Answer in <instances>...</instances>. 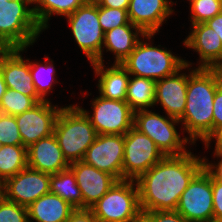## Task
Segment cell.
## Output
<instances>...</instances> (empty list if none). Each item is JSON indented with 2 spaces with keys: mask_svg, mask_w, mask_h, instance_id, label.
<instances>
[{
  "mask_svg": "<svg viewBox=\"0 0 222 222\" xmlns=\"http://www.w3.org/2000/svg\"><path fill=\"white\" fill-rule=\"evenodd\" d=\"M203 168V158L190 151L165 156L136 180L141 211L176 210L181 194Z\"/></svg>",
  "mask_w": 222,
  "mask_h": 222,
  "instance_id": "cell-1",
  "label": "cell"
},
{
  "mask_svg": "<svg viewBox=\"0 0 222 222\" xmlns=\"http://www.w3.org/2000/svg\"><path fill=\"white\" fill-rule=\"evenodd\" d=\"M221 83L222 69L195 68L188 74L186 105L179 121L193 144L198 138L204 143L213 133V102Z\"/></svg>",
  "mask_w": 222,
  "mask_h": 222,
  "instance_id": "cell-2",
  "label": "cell"
},
{
  "mask_svg": "<svg viewBox=\"0 0 222 222\" xmlns=\"http://www.w3.org/2000/svg\"><path fill=\"white\" fill-rule=\"evenodd\" d=\"M53 134L69 164L83 160L97 136L89 117L77 105L62 107Z\"/></svg>",
  "mask_w": 222,
  "mask_h": 222,
  "instance_id": "cell-3",
  "label": "cell"
},
{
  "mask_svg": "<svg viewBox=\"0 0 222 222\" xmlns=\"http://www.w3.org/2000/svg\"><path fill=\"white\" fill-rule=\"evenodd\" d=\"M30 4L33 0H0V43L7 49L28 47L40 36Z\"/></svg>",
  "mask_w": 222,
  "mask_h": 222,
  "instance_id": "cell-4",
  "label": "cell"
},
{
  "mask_svg": "<svg viewBox=\"0 0 222 222\" xmlns=\"http://www.w3.org/2000/svg\"><path fill=\"white\" fill-rule=\"evenodd\" d=\"M152 46L140 40L130 55L121 63L130 76L158 81L180 70L186 60L174 56L171 51Z\"/></svg>",
  "mask_w": 222,
  "mask_h": 222,
  "instance_id": "cell-5",
  "label": "cell"
},
{
  "mask_svg": "<svg viewBox=\"0 0 222 222\" xmlns=\"http://www.w3.org/2000/svg\"><path fill=\"white\" fill-rule=\"evenodd\" d=\"M90 210L98 222L131 221L142 212L136 181H117Z\"/></svg>",
  "mask_w": 222,
  "mask_h": 222,
  "instance_id": "cell-6",
  "label": "cell"
},
{
  "mask_svg": "<svg viewBox=\"0 0 222 222\" xmlns=\"http://www.w3.org/2000/svg\"><path fill=\"white\" fill-rule=\"evenodd\" d=\"M179 122L176 118L164 117L146 109L134 112L133 126L147 135L164 156H178L189 152L184 144L188 141L193 144L189 137L181 139L175 127Z\"/></svg>",
  "mask_w": 222,
  "mask_h": 222,
  "instance_id": "cell-7",
  "label": "cell"
},
{
  "mask_svg": "<svg viewBox=\"0 0 222 222\" xmlns=\"http://www.w3.org/2000/svg\"><path fill=\"white\" fill-rule=\"evenodd\" d=\"M71 33L90 63L103 60L104 32L98 18V4H84L66 16Z\"/></svg>",
  "mask_w": 222,
  "mask_h": 222,
  "instance_id": "cell-8",
  "label": "cell"
},
{
  "mask_svg": "<svg viewBox=\"0 0 222 222\" xmlns=\"http://www.w3.org/2000/svg\"><path fill=\"white\" fill-rule=\"evenodd\" d=\"M165 156L134 126L124 135L123 180H137Z\"/></svg>",
  "mask_w": 222,
  "mask_h": 222,
  "instance_id": "cell-9",
  "label": "cell"
},
{
  "mask_svg": "<svg viewBox=\"0 0 222 222\" xmlns=\"http://www.w3.org/2000/svg\"><path fill=\"white\" fill-rule=\"evenodd\" d=\"M176 211L188 222H213L212 176L204 168L181 194Z\"/></svg>",
  "mask_w": 222,
  "mask_h": 222,
  "instance_id": "cell-10",
  "label": "cell"
},
{
  "mask_svg": "<svg viewBox=\"0 0 222 222\" xmlns=\"http://www.w3.org/2000/svg\"><path fill=\"white\" fill-rule=\"evenodd\" d=\"M91 104L92 115L81 109L89 117L97 135H125L133 127L134 112L126 101L111 100L99 95Z\"/></svg>",
  "mask_w": 222,
  "mask_h": 222,
  "instance_id": "cell-11",
  "label": "cell"
},
{
  "mask_svg": "<svg viewBox=\"0 0 222 222\" xmlns=\"http://www.w3.org/2000/svg\"><path fill=\"white\" fill-rule=\"evenodd\" d=\"M124 135L100 134L88 147L82 161L123 180Z\"/></svg>",
  "mask_w": 222,
  "mask_h": 222,
  "instance_id": "cell-12",
  "label": "cell"
},
{
  "mask_svg": "<svg viewBox=\"0 0 222 222\" xmlns=\"http://www.w3.org/2000/svg\"><path fill=\"white\" fill-rule=\"evenodd\" d=\"M62 107L43 101L32 109L16 115L18 130L22 138V145L26 148L39 141L41 138L54 133L56 119Z\"/></svg>",
  "mask_w": 222,
  "mask_h": 222,
  "instance_id": "cell-13",
  "label": "cell"
},
{
  "mask_svg": "<svg viewBox=\"0 0 222 222\" xmlns=\"http://www.w3.org/2000/svg\"><path fill=\"white\" fill-rule=\"evenodd\" d=\"M49 192L50 174L28 166L4 181L3 197L25 207Z\"/></svg>",
  "mask_w": 222,
  "mask_h": 222,
  "instance_id": "cell-14",
  "label": "cell"
},
{
  "mask_svg": "<svg viewBox=\"0 0 222 222\" xmlns=\"http://www.w3.org/2000/svg\"><path fill=\"white\" fill-rule=\"evenodd\" d=\"M27 47L6 49L0 55V69L7 88L32 97L37 103L43 102L33 84L29 59L20 55Z\"/></svg>",
  "mask_w": 222,
  "mask_h": 222,
  "instance_id": "cell-15",
  "label": "cell"
},
{
  "mask_svg": "<svg viewBox=\"0 0 222 222\" xmlns=\"http://www.w3.org/2000/svg\"><path fill=\"white\" fill-rule=\"evenodd\" d=\"M83 197V209H90L118 181L113 175L98 170L84 161L70 164Z\"/></svg>",
  "mask_w": 222,
  "mask_h": 222,
  "instance_id": "cell-16",
  "label": "cell"
},
{
  "mask_svg": "<svg viewBox=\"0 0 222 222\" xmlns=\"http://www.w3.org/2000/svg\"><path fill=\"white\" fill-rule=\"evenodd\" d=\"M191 65L186 61L185 65L176 73L156 81L154 104L159 102L167 116L178 120L184 113L188 85V75L181 74L180 71Z\"/></svg>",
  "mask_w": 222,
  "mask_h": 222,
  "instance_id": "cell-17",
  "label": "cell"
},
{
  "mask_svg": "<svg viewBox=\"0 0 222 222\" xmlns=\"http://www.w3.org/2000/svg\"><path fill=\"white\" fill-rule=\"evenodd\" d=\"M184 45L199 53L197 68L222 69V42L216 32L205 23L192 25Z\"/></svg>",
  "mask_w": 222,
  "mask_h": 222,
  "instance_id": "cell-18",
  "label": "cell"
},
{
  "mask_svg": "<svg viewBox=\"0 0 222 222\" xmlns=\"http://www.w3.org/2000/svg\"><path fill=\"white\" fill-rule=\"evenodd\" d=\"M170 0H130L127 9L133 25L141 28L146 34H156L167 17L173 13Z\"/></svg>",
  "mask_w": 222,
  "mask_h": 222,
  "instance_id": "cell-19",
  "label": "cell"
},
{
  "mask_svg": "<svg viewBox=\"0 0 222 222\" xmlns=\"http://www.w3.org/2000/svg\"><path fill=\"white\" fill-rule=\"evenodd\" d=\"M27 158L28 167L50 175L67 170L70 166L54 134L28 147Z\"/></svg>",
  "mask_w": 222,
  "mask_h": 222,
  "instance_id": "cell-20",
  "label": "cell"
},
{
  "mask_svg": "<svg viewBox=\"0 0 222 222\" xmlns=\"http://www.w3.org/2000/svg\"><path fill=\"white\" fill-rule=\"evenodd\" d=\"M154 35L146 34L141 28L130 22L129 24L118 26L105 32L102 48L104 47L107 49L106 51L114 53V64H121L141 40L139 36L149 40Z\"/></svg>",
  "mask_w": 222,
  "mask_h": 222,
  "instance_id": "cell-21",
  "label": "cell"
},
{
  "mask_svg": "<svg viewBox=\"0 0 222 222\" xmlns=\"http://www.w3.org/2000/svg\"><path fill=\"white\" fill-rule=\"evenodd\" d=\"M99 78L98 90L100 96L111 100H126L127 87L130 74L121 64H113L111 67H104V63H91ZM106 68V69H105Z\"/></svg>",
  "mask_w": 222,
  "mask_h": 222,
  "instance_id": "cell-22",
  "label": "cell"
},
{
  "mask_svg": "<svg viewBox=\"0 0 222 222\" xmlns=\"http://www.w3.org/2000/svg\"><path fill=\"white\" fill-rule=\"evenodd\" d=\"M74 210L68 202L51 192L27 207L29 222H66Z\"/></svg>",
  "mask_w": 222,
  "mask_h": 222,
  "instance_id": "cell-23",
  "label": "cell"
},
{
  "mask_svg": "<svg viewBox=\"0 0 222 222\" xmlns=\"http://www.w3.org/2000/svg\"><path fill=\"white\" fill-rule=\"evenodd\" d=\"M155 89L156 81L133 75L129 79L125 101L133 112L146 110L155 105Z\"/></svg>",
  "mask_w": 222,
  "mask_h": 222,
  "instance_id": "cell-24",
  "label": "cell"
},
{
  "mask_svg": "<svg viewBox=\"0 0 222 222\" xmlns=\"http://www.w3.org/2000/svg\"><path fill=\"white\" fill-rule=\"evenodd\" d=\"M50 192L60 196L75 209H83V197L70 168L50 175Z\"/></svg>",
  "mask_w": 222,
  "mask_h": 222,
  "instance_id": "cell-25",
  "label": "cell"
},
{
  "mask_svg": "<svg viewBox=\"0 0 222 222\" xmlns=\"http://www.w3.org/2000/svg\"><path fill=\"white\" fill-rule=\"evenodd\" d=\"M36 5L33 13L39 27L44 31L49 26L48 20L53 14L68 16L84 5V0H33Z\"/></svg>",
  "mask_w": 222,
  "mask_h": 222,
  "instance_id": "cell-26",
  "label": "cell"
},
{
  "mask_svg": "<svg viewBox=\"0 0 222 222\" xmlns=\"http://www.w3.org/2000/svg\"><path fill=\"white\" fill-rule=\"evenodd\" d=\"M28 166L27 148L23 145H2L0 177L5 181Z\"/></svg>",
  "mask_w": 222,
  "mask_h": 222,
  "instance_id": "cell-27",
  "label": "cell"
},
{
  "mask_svg": "<svg viewBox=\"0 0 222 222\" xmlns=\"http://www.w3.org/2000/svg\"><path fill=\"white\" fill-rule=\"evenodd\" d=\"M44 58H45V61H44L45 64H42V63L40 64L38 62L34 63V62L29 61V68H30V73L32 76L33 84L35 86L38 96L43 101H48V99H46L45 97L47 96V94H50L48 92L51 91V88L53 87L52 85L56 81L54 77L55 69H54V65L52 64L53 60H50L47 56ZM48 60H50L51 62H48ZM46 76L48 78H46Z\"/></svg>",
  "mask_w": 222,
  "mask_h": 222,
  "instance_id": "cell-28",
  "label": "cell"
},
{
  "mask_svg": "<svg viewBox=\"0 0 222 222\" xmlns=\"http://www.w3.org/2000/svg\"><path fill=\"white\" fill-rule=\"evenodd\" d=\"M37 104L32 97L7 88L0 102V113L16 116L32 109Z\"/></svg>",
  "mask_w": 222,
  "mask_h": 222,
  "instance_id": "cell-29",
  "label": "cell"
},
{
  "mask_svg": "<svg viewBox=\"0 0 222 222\" xmlns=\"http://www.w3.org/2000/svg\"><path fill=\"white\" fill-rule=\"evenodd\" d=\"M190 4L191 25L206 23L222 12V0H192Z\"/></svg>",
  "mask_w": 222,
  "mask_h": 222,
  "instance_id": "cell-30",
  "label": "cell"
},
{
  "mask_svg": "<svg viewBox=\"0 0 222 222\" xmlns=\"http://www.w3.org/2000/svg\"><path fill=\"white\" fill-rule=\"evenodd\" d=\"M98 18L103 32L129 24L127 9L102 7L98 5Z\"/></svg>",
  "mask_w": 222,
  "mask_h": 222,
  "instance_id": "cell-31",
  "label": "cell"
},
{
  "mask_svg": "<svg viewBox=\"0 0 222 222\" xmlns=\"http://www.w3.org/2000/svg\"><path fill=\"white\" fill-rule=\"evenodd\" d=\"M0 142L3 145H22L15 116L0 113Z\"/></svg>",
  "mask_w": 222,
  "mask_h": 222,
  "instance_id": "cell-32",
  "label": "cell"
},
{
  "mask_svg": "<svg viewBox=\"0 0 222 222\" xmlns=\"http://www.w3.org/2000/svg\"><path fill=\"white\" fill-rule=\"evenodd\" d=\"M0 222H29L27 207L0 199Z\"/></svg>",
  "mask_w": 222,
  "mask_h": 222,
  "instance_id": "cell-33",
  "label": "cell"
},
{
  "mask_svg": "<svg viewBox=\"0 0 222 222\" xmlns=\"http://www.w3.org/2000/svg\"><path fill=\"white\" fill-rule=\"evenodd\" d=\"M150 220V222H188L176 210H162L143 212Z\"/></svg>",
  "mask_w": 222,
  "mask_h": 222,
  "instance_id": "cell-34",
  "label": "cell"
},
{
  "mask_svg": "<svg viewBox=\"0 0 222 222\" xmlns=\"http://www.w3.org/2000/svg\"><path fill=\"white\" fill-rule=\"evenodd\" d=\"M213 221L222 222V182L212 177Z\"/></svg>",
  "mask_w": 222,
  "mask_h": 222,
  "instance_id": "cell-35",
  "label": "cell"
},
{
  "mask_svg": "<svg viewBox=\"0 0 222 222\" xmlns=\"http://www.w3.org/2000/svg\"><path fill=\"white\" fill-rule=\"evenodd\" d=\"M222 125V83L218 86L213 102V132Z\"/></svg>",
  "mask_w": 222,
  "mask_h": 222,
  "instance_id": "cell-36",
  "label": "cell"
},
{
  "mask_svg": "<svg viewBox=\"0 0 222 222\" xmlns=\"http://www.w3.org/2000/svg\"><path fill=\"white\" fill-rule=\"evenodd\" d=\"M214 156L217 157V159H221L218 161V164L214 163H208V159L205 157L203 158L204 161V169L215 179L222 182V151L215 150ZM219 157V158H218Z\"/></svg>",
  "mask_w": 222,
  "mask_h": 222,
  "instance_id": "cell-37",
  "label": "cell"
},
{
  "mask_svg": "<svg viewBox=\"0 0 222 222\" xmlns=\"http://www.w3.org/2000/svg\"><path fill=\"white\" fill-rule=\"evenodd\" d=\"M66 222H98L90 209H75Z\"/></svg>",
  "mask_w": 222,
  "mask_h": 222,
  "instance_id": "cell-38",
  "label": "cell"
},
{
  "mask_svg": "<svg viewBox=\"0 0 222 222\" xmlns=\"http://www.w3.org/2000/svg\"><path fill=\"white\" fill-rule=\"evenodd\" d=\"M205 24L216 32V35L219 36L222 42V12L208 20Z\"/></svg>",
  "mask_w": 222,
  "mask_h": 222,
  "instance_id": "cell-39",
  "label": "cell"
},
{
  "mask_svg": "<svg viewBox=\"0 0 222 222\" xmlns=\"http://www.w3.org/2000/svg\"><path fill=\"white\" fill-rule=\"evenodd\" d=\"M216 140L215 143V150L222 151V125H220L211 135L210 137L204 142L205 148H209L210 142L212 139Z\"/></svg>",
  "mask_w": 222,
  "mask_h": 222,
  "instance_id": "cell-40",
  "label": "cell"
},
{
  "mask_svg": "<svg viewBox=\"0 0 222 222\" xmlns=\"http://www.w3.org/2000/svg\"><path fill=\"white\" fill-rule=\"evenodd\" d=\"M130 0H101L99 6L118 8V9H128Z\"/></svg>",
  "mask_w": 222,
  "mask_h": 222,
  "instance_id": "cell-41",
  "label": "cell"
},
{
  "mask_svg": "<svg viewBox=\"0 0 222 222\" xmlns=\"http://www.w3.org/2000/svg\"><path fill=\"white\" fill-rule=\"evenodd\" d=\"M6 90H7V85L5 84L4 76H3L2 71L0 69V102H1L2 96L5 94Z\"/></svg>",
  "mask_w": 222,
  "mask_h": 222,
  "instance_id": "cell-42",
  "label": "cell"
},
{
  "mask_svg": "<svg viewBox=\"0 0 222 222\" xmlns=\"http://www.w3.org/2000/svg\"><path fill=\"white\" fill-rule=\"evenodd\" d=\"M129 222H150V220L143 212H141L137 217Z\"/></svg>",
  "mask_w": 222,
  "mask_h": 222,
  "instance_id": "cell-43",
  "label": "cell"
},
{
  "mask_svg": "<svg viewBox=\"0 0 222 222\" xmlns=\"http://www.w3.org/2000/svg\"><path fill=\"white\" fill-rule=\"evenodd\" d=\"M4 195V180L0 177V199L3 198Z\"/></svg>",
  "mask_w": 222,
  "mask_h": 222,
  "instance_id": "cell-44",
  "label": "cell"
},
{
  "mask_svg": "<svg viewBox=\"0 0 222 222\" xmlns=\"http://www.w3.org/2000/svg\"><path fill=\"white\" fill-rule=\"evenodd\" d=\"M101 0H84L85 4H99Z\"/></svg>",
  "mask_w": 222,
  "mask_h": 222,
  "instance_id": "cell-45",
  "label": "cell"
},
{
  "mask_svg": "<svg viewBox=\"0 0 222 222\" xmlns=\"http://www.w3.org/2000/svg\"><path fill=\"white\" fill-rule=\"evenodd\" d=\"M6 49H7V48L0 43V55H1Z\"/></svg>",
  "mask_w": 222,
  "mask_h": 222,
  "instance_id": "cell-46",
  "label": "cell"
}]
</instances>
